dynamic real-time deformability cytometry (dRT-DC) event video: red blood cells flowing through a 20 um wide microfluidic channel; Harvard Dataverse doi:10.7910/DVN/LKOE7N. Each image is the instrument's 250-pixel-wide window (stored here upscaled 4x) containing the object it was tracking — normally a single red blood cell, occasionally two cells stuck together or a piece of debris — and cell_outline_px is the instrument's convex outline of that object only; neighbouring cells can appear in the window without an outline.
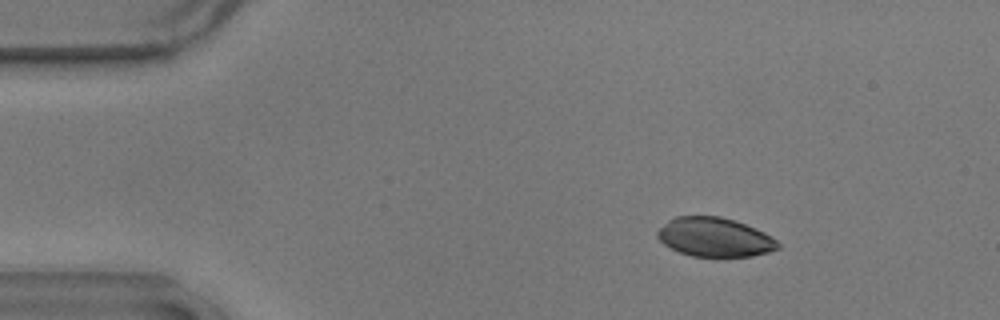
{"species": "common noctule bat (a hibernating species)", "species_latin": "Nyctalus noctula", "temperature_condition": "warm", "stored_images_in_passage": 56, "camera_frame_rate_fps": 3000, "um_per_image_px": 0.085, "animal": {"sex": "male", "body_mass_g": 17.9}, "frame": {"image": 1, "passage_image": 8, "time_ms": 2.333, "image_size_px": [1000, 320], "cell_outline_px": [[780, 248], [768, 252], [752, 256], [692, 256], [680, 252], [664, 244], [656, 236], [656, 232], [668, 220], [676, 216], [720, 216], [756, 228], [772, 236], [780, 244]], "centroid_in_image_um": [60.75, 20.16], "position_along_channel_um": 24.2, "area_um2": 27.28}}
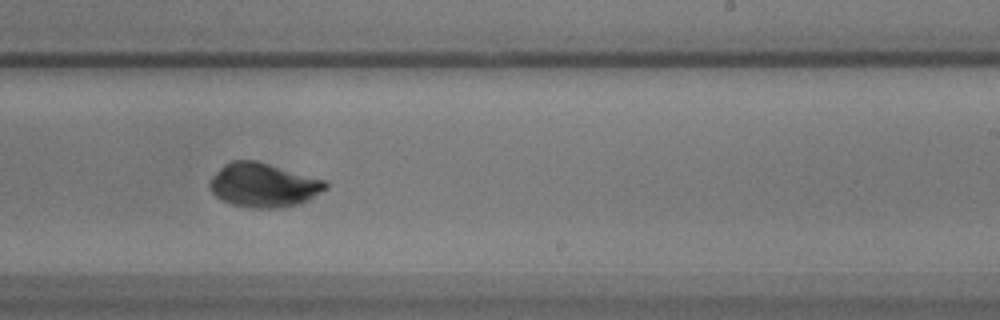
{"frame": {"image": 2, "passage_image": 34, "time_ms": 11.0, "image_size_px": [1000, 320], "cell_outline_px": [[328, 188], [308, 200], [300, 204], [280, 208], [252, 208], [232, 204], [216, 196], [208, 188], [208, 180], [224, 164], [232, 160], [256, 160], [324, 180], [328, 184]], "centroid_in_image_um": [22.37, 15.73], "position_along_channel_um": 266.6, "area_um2": 29.77}}
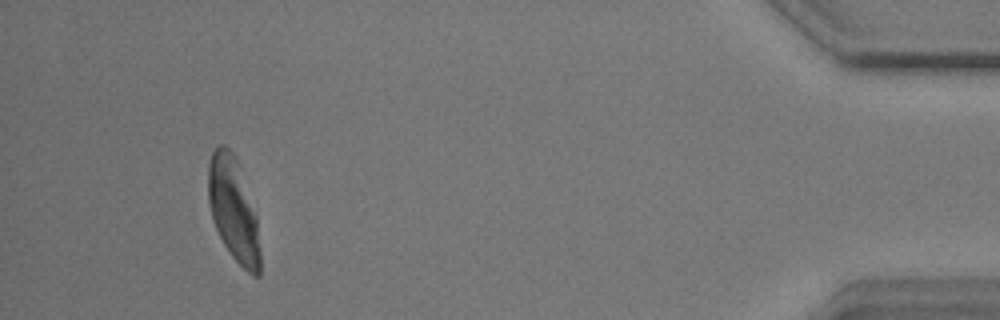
{"frame": {"image": 3, "passage_image": 52, "time_ms": 17.0, "image_size_px": [1000, 320], "cell_outline_px": [[260, 276], [252, 276], [232, 256], [224, 244], [212, 220], [208, 200], [208, 164], [212, 152], [220, 144], [224, 144], [236, 156], [240, 164], [256, 216], [260, 252]], "centroid_in_image_um": [19.84, 17.78], "position_along_channel_um": 415.4, "area_um2": 31.39}, "authors_computed_cell_mechanics": {"area_um2": 29.8248, "velocity_mm_per_s": 3.5968, "shape_relaxation_time_tau1_ms": 4.7341, "shape_relaxation_time_tau2_ms": null, "deformation_change_tau1": 0.2189, "deformation_change_tau2": null}}